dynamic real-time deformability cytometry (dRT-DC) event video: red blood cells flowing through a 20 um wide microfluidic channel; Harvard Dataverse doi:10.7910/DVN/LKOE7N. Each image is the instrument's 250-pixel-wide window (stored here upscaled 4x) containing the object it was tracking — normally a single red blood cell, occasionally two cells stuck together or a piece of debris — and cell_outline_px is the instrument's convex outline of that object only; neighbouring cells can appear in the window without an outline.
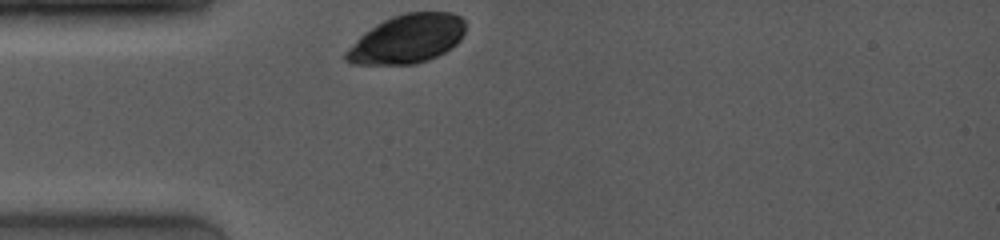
{"species": "common noctule bat (a hibernating species)", "species_latin": "Nyctalus noctula", "temperature_condition": "room temperature", "stored_images_in_passage": 15, "camera_frame_rate_fps": 4000, "um_per_image_px": 0.085, "animal": {"sex": "female", "body_mass_g": 19.0, "forearm_length_mm": 53.3}, "frame": {"image": 1, "passage_image": 1, "time_ms": 0.0, "image_size_px": [1000, 240], "cell_outline_px": [[464, 32], [460, 40], [452, 48], [428, 60], [416, 64], [352, 64], [344, 60], [344, 52], [364, 32], [376, 24], [392, 16], [404, 12], [452, 12], [460, 16], [464, 20]], "centroid_in_image_um": [34.6, 3.31], "position_along_channel_um": 50.4, "area_um2": 33.99}}